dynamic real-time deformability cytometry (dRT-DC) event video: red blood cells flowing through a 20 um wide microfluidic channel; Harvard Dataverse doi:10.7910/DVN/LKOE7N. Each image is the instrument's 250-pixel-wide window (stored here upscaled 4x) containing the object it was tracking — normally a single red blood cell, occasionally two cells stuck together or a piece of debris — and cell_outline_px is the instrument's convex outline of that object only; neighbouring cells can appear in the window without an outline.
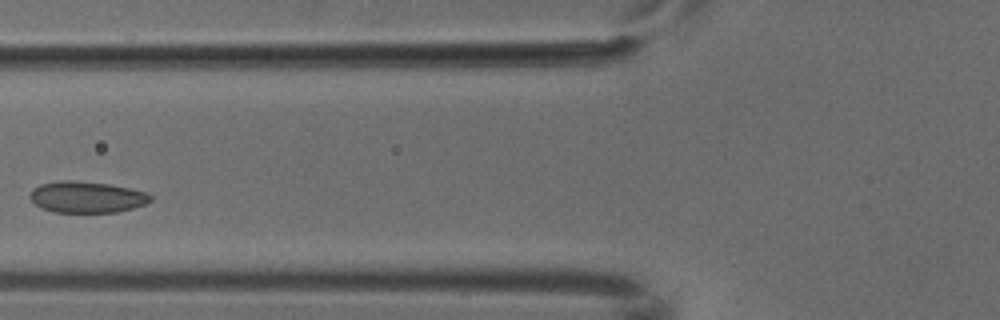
{"species": "common noctule bat (a hibernating species)", "species_latin": "Nyctalus noctula", "temperature_condition": "cold", "stored_images_in_passage": 6, "camera_frame_rate_fps": 3000, "um_per_image_px": 0.085, "animal": {"sex": "male", "body_mass_g": 18.8}, "frame": {"image": 1, "passage_image": 6, "time_ms": 1.667, "image_size_px": [1000, 320], "cell_outline_px": [[152, 200], [144, 204], [132, 208], [116, 212], [56, 212], [40, 208], [28, 196], [32, 188], [40, 184], [60, 180], [72, 180], [108, 184], [148, 192], [152, 196]], "centroid_in_image_um": [7.35, 16.74], "position_along_channel_um": 118.5, "area_um2": 22.02}}